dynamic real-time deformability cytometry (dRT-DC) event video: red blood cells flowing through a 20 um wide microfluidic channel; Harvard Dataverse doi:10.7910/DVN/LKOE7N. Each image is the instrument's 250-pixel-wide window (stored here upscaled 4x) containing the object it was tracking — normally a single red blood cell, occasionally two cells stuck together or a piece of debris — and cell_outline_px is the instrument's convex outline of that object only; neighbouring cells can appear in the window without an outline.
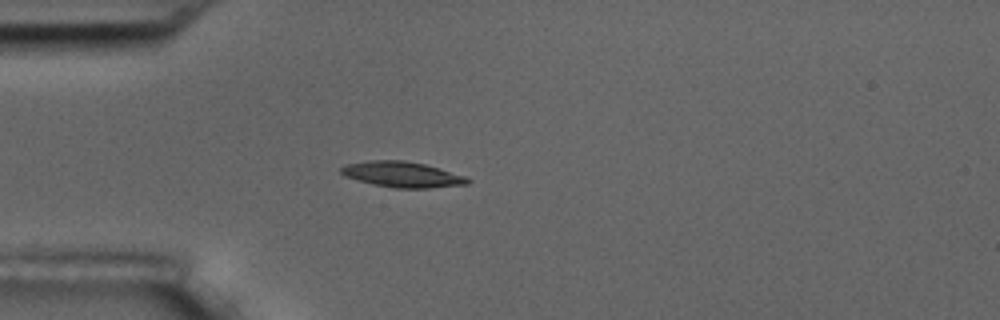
{"species": "common noctule bat (a hibernating species)", "species_latin": "Nyctalus noctula", "temperature_condition": "room temperature", "stored_images_in_passage": 4, "camera_frame_rate_fps": 3000, "um_per_image_px": 0.085, "animal": {"sex": "male", "body_mass_g": 17.5, "forearm_length_mm": 52.3}, "frame": {"image": 1, "passage_image": 3, "time_ms": 3.333, "image_size_px": [1000, 320], "cell_outline_px": [[472, 180], [468, 184], [428, 188], [396, 188], [376, 184], [344, 176], [340, 172], [340, 168], [348, 164], [368, 160], [404, 160], [424, 164], [468, 176]], "centroid_in_image_um": [34.25, 14.82], "position_along_channel_um": 50.8, "area_um2": 18.79}}